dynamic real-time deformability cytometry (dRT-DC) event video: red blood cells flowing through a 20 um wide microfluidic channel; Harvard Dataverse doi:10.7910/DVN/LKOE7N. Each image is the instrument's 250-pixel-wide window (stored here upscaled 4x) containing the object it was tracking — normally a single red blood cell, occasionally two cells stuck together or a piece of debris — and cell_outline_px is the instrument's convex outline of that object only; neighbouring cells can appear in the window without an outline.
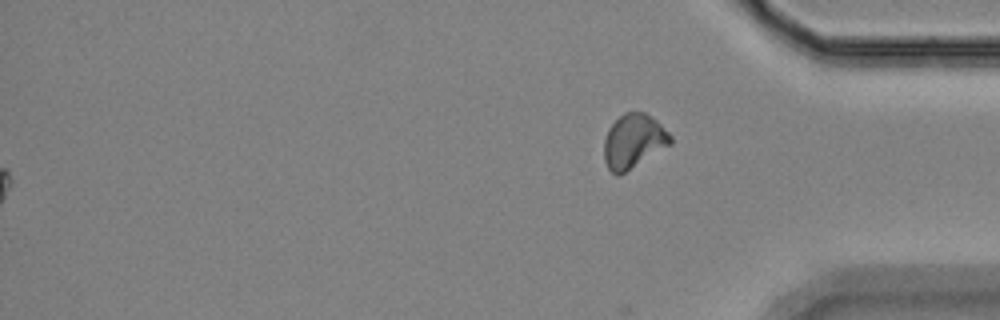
{"species": "Egyptian fruit bat (a non-hibernating species)", "species_latin": "Rousettus aegyptiacus", "temperature_condition": "room temperature", "stored_images_in_passage": 57, "segment_of_instrument_passage": [2, 2], "camera_frame_rate_fps": 3000, "um_per_image_px": 0.085, "animal": {"sex": "female"}, "frame": {"image": 1, "passage_image": 57, "time_ms": 18.667, "image_size_px": [1000, 320], "cell_outline_px": [[672, 144], [620, 176], [616, 176], [608, 168], [604, 160], [604, 140], [608, 128], [624, 112], [644, 112], [656, 120], [672, 136]], "centroid_in_image_um": [53.85, 12.03], "position_along_channel_um": 381.4, "area_um2": 21.1}}